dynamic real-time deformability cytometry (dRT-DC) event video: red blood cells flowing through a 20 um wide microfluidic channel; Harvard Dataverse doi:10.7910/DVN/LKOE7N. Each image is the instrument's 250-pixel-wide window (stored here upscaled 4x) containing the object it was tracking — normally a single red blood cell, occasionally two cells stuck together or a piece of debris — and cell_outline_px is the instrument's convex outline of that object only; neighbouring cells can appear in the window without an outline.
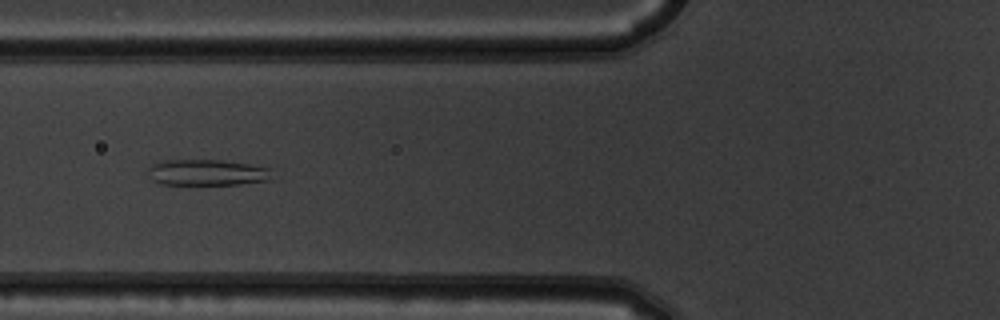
{"species": "common noctule bat (a hibernating species)", "species_latin": "Nyctalus noctula", "temperature_condition": "warm", "stored_images_in_passage": 8, "camera_frame_rate_fps": 3000, "um_per_image_px": 0.085, "animal": {"sex": "male", "body_mass_g": 19.5, "forearm_length_mm": 54.6}, "frame": {"image": 1, "passage_image": 6, "time_ms": 1.667, "image_size_px": [1000, 320], "cell_outline_px": [[272, 180], [240, 184], [160, 184], [152, 180], [148, 176], [148, 168], [152, 164], [160, 160], [220, 160], [248, 164], [272, 168]], "centroid_in_image_um": [17.6, 14.66], "position_along_channel_um": 108.2, "area_um2": 19.02}}